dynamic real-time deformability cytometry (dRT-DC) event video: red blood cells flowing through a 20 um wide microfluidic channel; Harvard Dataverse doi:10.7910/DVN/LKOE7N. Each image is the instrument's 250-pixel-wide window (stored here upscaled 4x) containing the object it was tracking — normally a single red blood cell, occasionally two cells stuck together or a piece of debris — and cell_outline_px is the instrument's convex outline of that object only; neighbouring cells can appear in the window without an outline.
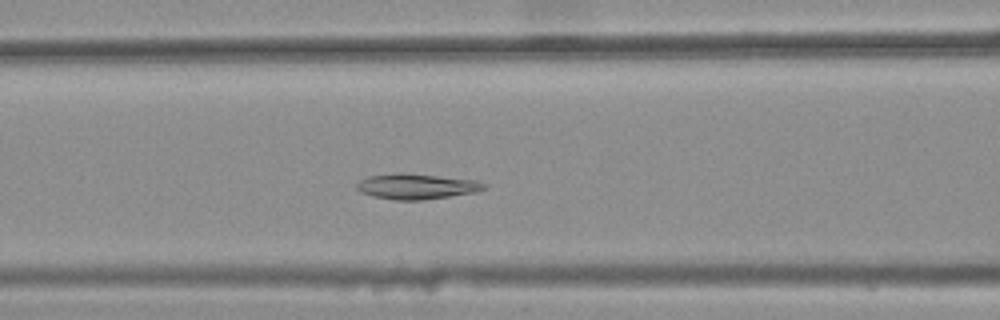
{"species": "common noctule bat (a hibernating species)", "species_latin": "Nyctalus noctula", "temperature_condition": "warm", "stored_images_in_passage": 30, "camera_frame_rate_fps": 3000, "um_per_image_px": 0.085, "animal": {"sex": "female", "body_mass_g": 25.1}, "frame": {"image": 1, "passage_image": 8, "time_ms": 2.333, "image_size_px": [1000, 320], "cell_outline_px": [[488, 188], [476, 192], [424, 200], [396, 200], [372, 196], [360, 192], [356, 188], [356, 184], [360, 180], [368, 176], [436, 176], [476, 180], [488, 184]], "centroid_in_image_um": [35.48, 15.9], "position_along_channel_um": 131.1, "area_um2": 17.98}}
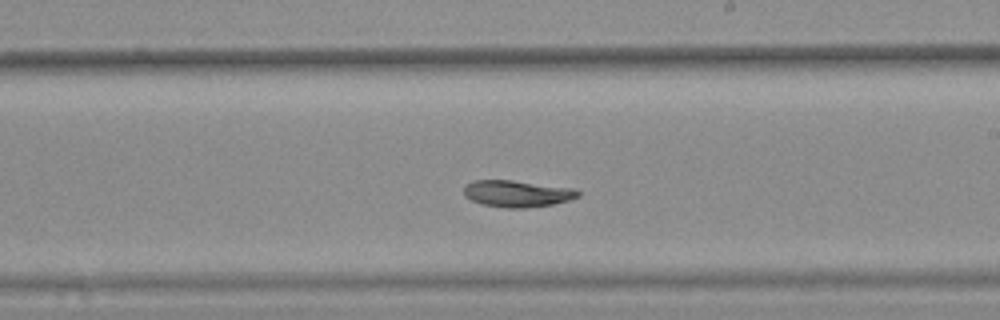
{"frame": {"image": 2, "passage_image": 17, "time_ms": 5.333, "image_size_px": [1000, 320], "cell_outline_px": [[580, 196], [568, 200], [552, 204], [524, 208], [508, 208], [480, 204], [464, 196], [464, 184], [472, 180], [512, 180], [572, 188], [580, 192]], "centroid_in_image_um": [43.91, 16.45], "position_along_channel_um": 245.1, "area_um2": 17.74}}
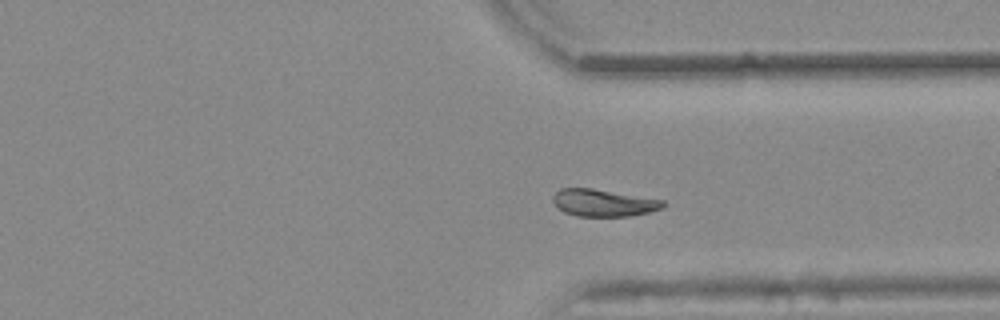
{"frame": {"image": 3, "passage_image": 26, "time_ms": 8.333, "image_size_px": [1000, 320], "cell_outline_px": [[664, 208], [648, 212], [628, 216], [576, 216], [564, 212], [556, 208], [552, 200], [552, 196], [560, 188], [592, 188], [664, 200]], "centroid_in_image_um": [51.25, 17.24], "position_along_channel_um": 360.2, "area_um2": 17.46}}